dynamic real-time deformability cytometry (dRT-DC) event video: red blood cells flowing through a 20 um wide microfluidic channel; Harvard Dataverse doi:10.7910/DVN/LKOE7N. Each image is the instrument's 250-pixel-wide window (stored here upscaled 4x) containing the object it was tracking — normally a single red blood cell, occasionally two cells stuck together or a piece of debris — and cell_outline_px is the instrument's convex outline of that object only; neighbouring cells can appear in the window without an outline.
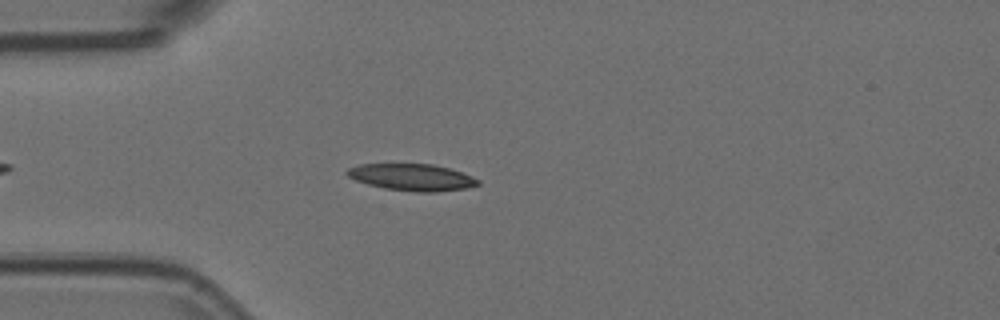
{"species": "Egyptian fruit bat (a non-hibernating species)", "species_latin": "Rousettus aegyptiacus", "temperature_condition": "room temperature", "stored_images_in_passage": 6, "camera_frame_rate_fps": 3000, "um_per_image_px": 0.085, "animal": {"sex": "female"}, "frame": {"image": 1, "passage_image": 5, "time_ms": 1.333, "image_size_px": [1000, 320], "cell_outline_px": [[480, 184], [464, 188], [436, 192], [416, 192], [384, 188], [368, 184], [356, 180], [348, 176], [344, 172], [348, 168], [360, 164], [432, 164], [448, 168], [472, 176], [480, 180]], "centroid_in_image_um": [35.0, 15.06], "position_along_channel_um": 50.0, "area_um2": 20.29}}